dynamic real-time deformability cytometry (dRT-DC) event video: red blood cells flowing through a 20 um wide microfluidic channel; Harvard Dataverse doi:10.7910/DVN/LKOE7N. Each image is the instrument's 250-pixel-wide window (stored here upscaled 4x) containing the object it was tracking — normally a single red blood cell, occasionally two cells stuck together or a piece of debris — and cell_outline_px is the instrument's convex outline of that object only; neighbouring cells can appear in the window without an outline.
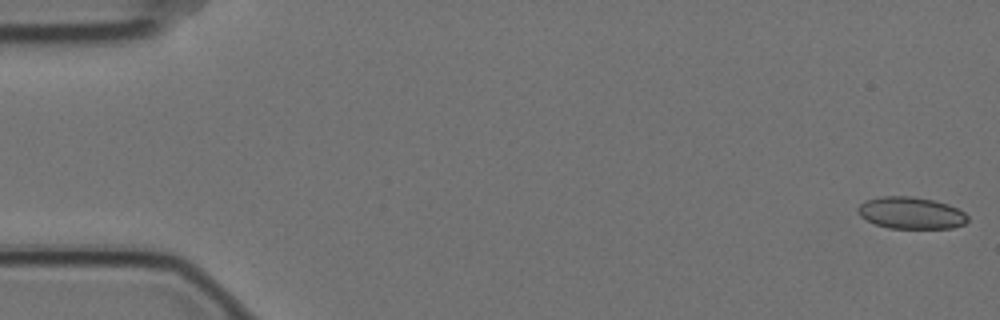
{"species": "Egyptian fruit bat (a non-hibernating species)", "species_latin": "Rousettus aegyptiacus", "temperature_condition": "cold", "stored_images_in_passage": 8, "camera_frame_rate_fps": 3000, "um_per_image_px": 0.085, "animal": {"sex": "female"}, "frame": {"image": 1, "passage_image": 1, "time_ms": 0.0, "image_size_px": [1000, 320], "cell_outline_px": [[968, 220], [964, 224], [952, 228], [888, 228], [876, 224], [860, 216], [856, 212], [856, 208], [864, 200], [880, 196], [912, 196], [936, 200], [948, 204], [964, 212], [968, 216]], "centroid_in_image_um": [77.41, 18.09], "position_along_channel_um": 7.6, "area_um2": 20.58}}
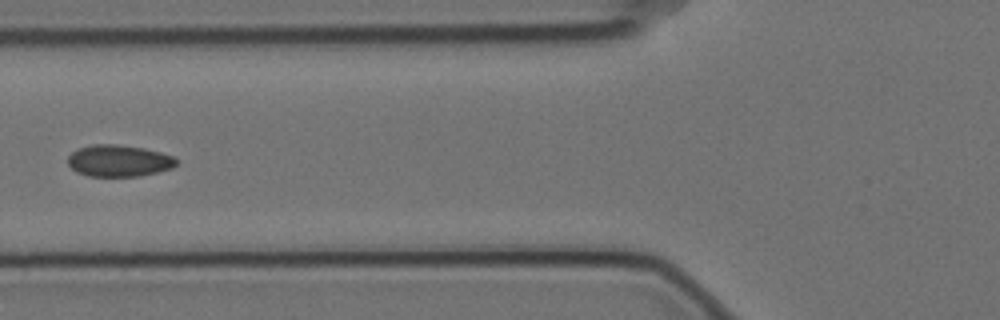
{"frame": {"image": 2, "passage_image": 7, "time_ms": 2.0, "image_size_px": [1000, 320], "cell_outline_px": [[176, 164], [172, 168], [140, 176], [88, 176], [76, 172], [68, 164], [68, 156], [76, 148], [92, 144], [116, 144], [144, 148], [176, 156]], "centroid_in_image_um": [10.08, 13.65], "position_along_channel_um": 115.7, "area_um2": 20.17}}
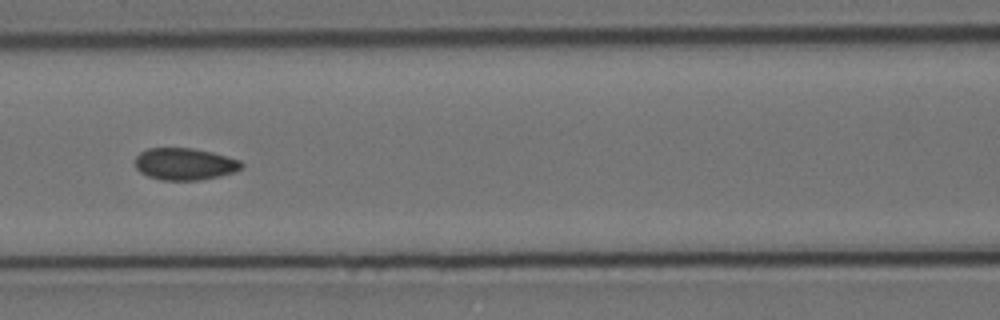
{"frame": {"image": 3, "passage_image": 8, "time_ms": 2.333, "image_size_px": [1000, 320], "cell_outline_px": [[244, 164], [236, 172], [220, 176], [200, 180], [160, 180], [148, 176], [140, 172], [136, 168], [136, 156], [140, 152], [148, 148], [192, 148], [212, 152], [240, 160]], "centroid_in_image_um": [15.71, 13.94], "position_along_channel_um": 150.9, "area_um2": 19.88}}